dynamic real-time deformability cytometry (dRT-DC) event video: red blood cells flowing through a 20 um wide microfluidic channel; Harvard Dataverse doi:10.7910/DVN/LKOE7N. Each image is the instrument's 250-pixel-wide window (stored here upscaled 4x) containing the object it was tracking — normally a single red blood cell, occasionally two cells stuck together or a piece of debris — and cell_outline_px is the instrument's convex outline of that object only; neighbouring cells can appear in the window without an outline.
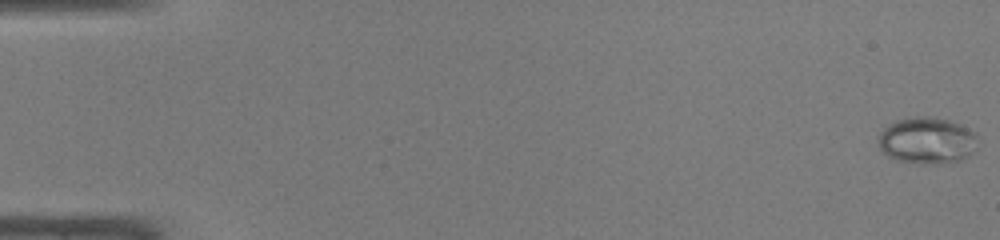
{"species": "common noctule bat (a hibernating species)", "species_latin": "Nyctalus noctula", "temperature_condition": "warm", "stored_images_in_passage": 48, "camera_frame_rate_fps": 3000, "um_per_image_px": 0.085, "animal": {"sex": "male", "body_mass_g": 19.0, "forearm_length_mm": 50.8}, "frame": {"image": 1, "passage_image": 1, "time_ms": 0.0, "image_size_px": [1000, 240], "cell_outline_px": [[976, 148], [968, 156], [960, 160], [936, 164], [924, 164], [896, 160], [888, 156], [880, 148], [880, 132], [888, 124], [896, 120], [916, 116], [936, 116], [960, 124], [976, 132]], "centroid_in_image_um": [78.81, 11.93], "position_along_channel_um": 6.2, "area_um2": 27.05}}
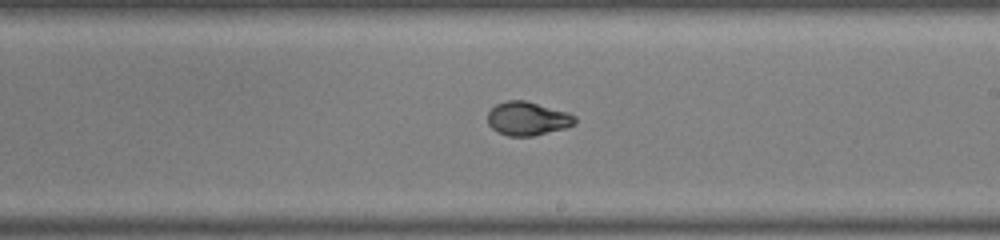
{"frame": {"image": 2, "passage_image": 29, "time_ms": 9.333, "image_size_px": [1000, 240], "cell_outline_px": [[576, 124], [568, 128], [532, 136], [508, 136], [496, 132], [488, 124], [488, 112], [496, 104], [508, 100], [524, 100], [568, 112], [576, 116]], "centroid_in_image_um": [44.86, 10.09], "position_along_channel_um": 244.1, "area_um2": 17.28}}
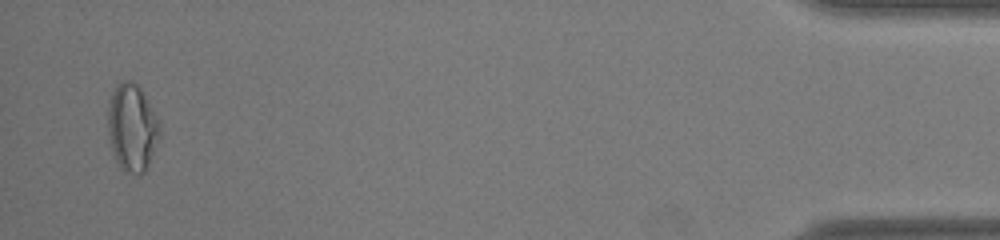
{"frame": {"image": 3, "passage_image": 47, "time_ms": 15.333, "image_size_px": [1000, 240], "cell_outline_px": [[160, 136], [148, 168], [144, 172], [124, 172], [120, 168], [116, 160], [112, 148], [108, 132], [108, 108], [112, 92], [116, 84], [124, 80], [128, 80], [136, 84], [140, 88], [160, 128]], "centroid_in_image_um": [11.21, 10.87], "position_along_channel_um": 424.0, "area_um2": 25.78}, "authors_computed_cell_mechanics": {"area_um2": 18.785, "velocity_mm_per_s": 4.296, "shape_relaxation_time_tau1_ms": 5.7526, "shape_relaxation_time_tau2_ms": null, "deformation_change_tau1": 0.2211, "deformation_change_tau2": null}}